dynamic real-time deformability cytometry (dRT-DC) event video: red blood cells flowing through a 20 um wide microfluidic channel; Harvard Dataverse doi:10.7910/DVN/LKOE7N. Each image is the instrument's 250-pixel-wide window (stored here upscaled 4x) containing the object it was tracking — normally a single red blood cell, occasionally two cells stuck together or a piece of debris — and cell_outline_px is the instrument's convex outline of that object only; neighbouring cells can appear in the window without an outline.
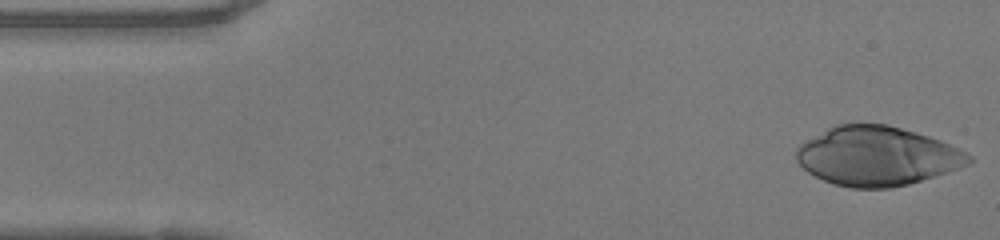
{"species": "human", "species_latin": "Homo sapiens", "temperature_condition": "warm", "stored_images_in_passage": 47, "camera_frame_rate_fps": 3000, "um_per_image_px": 0.085, "donor": {"sex": "female"}, "frame": {"image": 1, "passage_image": 1, "time_ms": 0.0, "image_size_px": [1000, 240], "cell_outline_px": [[972, 160], [968, 164], [908, 184], [888, 188], [852, 188], [832, 184], [808, 172], [796, 160], [796, 148], [804, 140], [836, 124], [888, 124], [916, 132], [940, 140], [972, 156]], "centroid_in_image_um": [74.49, 13.26], "position_along_channel_um": 10.5, "area_um2": 58.9}}